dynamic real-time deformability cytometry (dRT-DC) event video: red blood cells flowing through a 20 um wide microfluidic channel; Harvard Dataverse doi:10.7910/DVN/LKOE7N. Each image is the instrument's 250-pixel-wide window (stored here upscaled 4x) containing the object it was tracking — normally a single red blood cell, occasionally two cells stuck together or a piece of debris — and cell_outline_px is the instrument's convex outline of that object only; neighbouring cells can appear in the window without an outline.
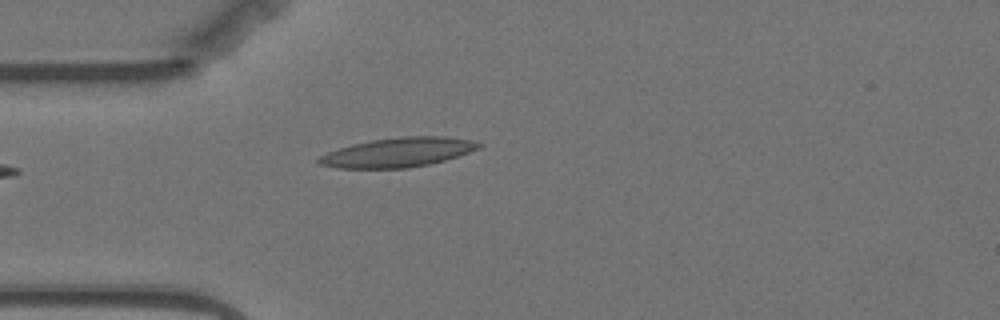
{"species": "Egyptian fruit bat (a non-hibernating species)", "species_latin": "Rousettus aegyptiacus", "temperature_condition": "warm", "stored_images_in_passage": 4, "camera_frame_rate_fps": 3000, "um_per_image_px": 0.085, "animal": {"sex": "female"}, "frame": {"image": 1, "passage_image": 4, "time_ms": 3.667, "image_size_px": [1000, 320], "cell_outline_px": [[484, 144], [480, 148], [444, 160], [428, 164], [408, 168], [336, 168], [320, 164], [316, 160], [320, 156], [328, 152], [352, 144], [372, 140], [400, 136], [444, 136], [472, 140]], "centroid_in_image_um": [33.83, 12.94], "position_along_channel_um": 51.2, "area_um2": 27.22}}